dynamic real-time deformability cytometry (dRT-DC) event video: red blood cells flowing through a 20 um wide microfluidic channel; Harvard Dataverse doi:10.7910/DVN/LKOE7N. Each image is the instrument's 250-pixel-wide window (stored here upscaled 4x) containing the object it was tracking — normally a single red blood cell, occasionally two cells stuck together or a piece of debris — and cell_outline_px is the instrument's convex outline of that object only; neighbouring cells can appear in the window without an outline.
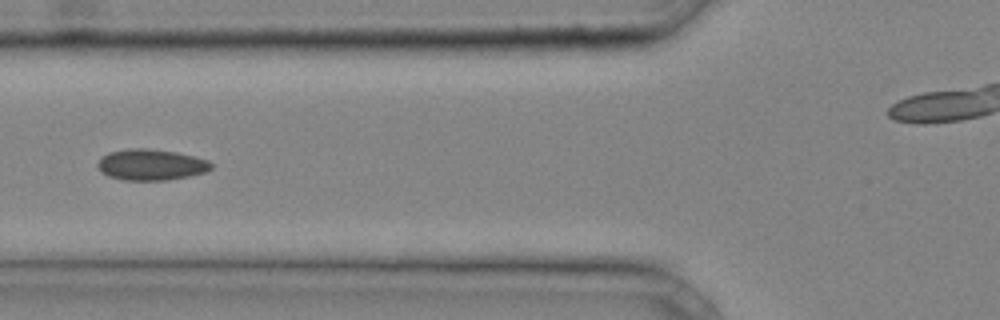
{"species": "common noctule bat (a hibernating species)", "species_latin": "Nyctalus noctula", "temperature_condition": "cold", "stored_images_in_passage": 25, "camera_frame_rate_fps": 3000, "um_per_image_px": 0.085, "animal": {"sex": "male", "body_mass_g": 20.4}, "frame": {"image": 1, "passage_image": 4, "time_ms": 1.0, "image_size_px": [1000, 320], "cell_outline_px": [[212, 168], [204, 172], [188, 176], [164, 180], [124, 180], [108, 176], [100, 172], [96, 164], [100, 156], [108, 152], [128, 148], [144, 148], [176, 152], [208, 160], [212, 164]], "centroid_in_image_um": [12.77, 13.99], "position_along_channel_um": 113.0, "area_um2": 20.58}}